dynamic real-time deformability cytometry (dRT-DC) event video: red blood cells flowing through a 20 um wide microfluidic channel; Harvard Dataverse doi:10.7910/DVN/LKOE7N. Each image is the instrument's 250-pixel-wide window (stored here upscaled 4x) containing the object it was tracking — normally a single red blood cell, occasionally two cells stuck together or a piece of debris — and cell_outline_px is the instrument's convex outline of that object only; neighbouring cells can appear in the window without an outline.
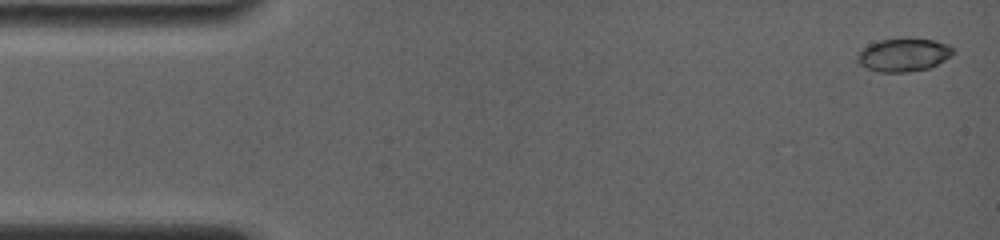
{"species": "common noctule bat (a hibernating species)", "species_latin": "Nyctalus noctula", "temperature_condition": "room temperature", "stored_images_in_passage": 22, "camera_frame_rate_fps": 4000, "um_per_image_px": 0.085, "animal": {"sex": "female", "body_mass_g": 19.0, "forearm_length_mm": 56.7}, "frame": {"image": 1, "passage_image": 1, "time_ms": 0.0, "image_size_px": [1000, 240], "cell_outline_px": [[956, 52], [952, 56], [928, 68], [904, 72], [880, 72], [868, 68], [860, 64], [856, 60], [856, 56], [868, 44], [880, 40], [904, 36], [908, 36], [936, 40], [948, 44], [956, 48]], "centroid_in_image_um": [76.85, 4.61], "position_along_channel_um": 8.1, "area_um2": 19.02}}
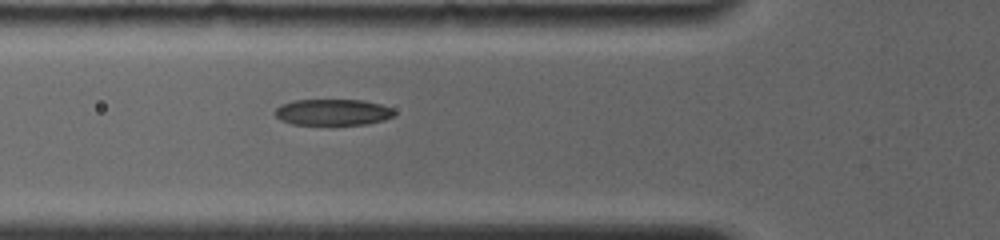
{"frame": {"image": 2, "passage_image": 19, "time_ms": 5.5, "image_size_px": [1000, 240], "cell_outline_px": [[396, 112], [392, 116], [384, 120], [368, 124], [292, 124], [280, 120], [272, 112], [280, 104], [296, 100], [364, 100], [380, 104], [392, 108]], "centroid_in_image_um": [28.27, 9.53], "position_along_channel_um": 97.5, "area_um2": 18.26}}
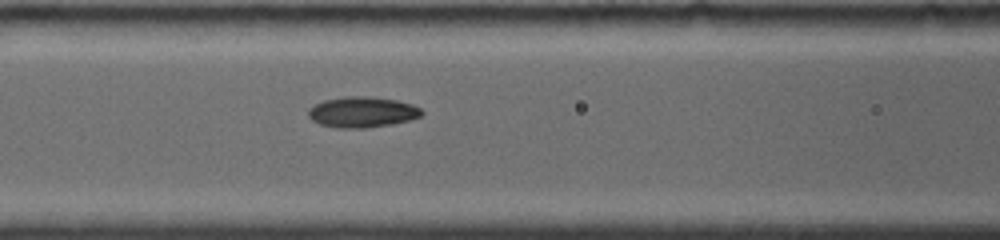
{"frame": {"image": 3, "passage_image": 22, "time_ms": 6.5, "image_size_px": [1000, 240], "cell_outline_px": [[424, 112], [420, 116], [412, 120], [392, 124], [364, 128], [336, 128], [320, 124], [312, 120], [308, 116], [308, 108], [324, 100], [348, 96], [368, 96], [396, 100], [412, 104], [420, 108]], "centroid_in_image_um": [30.8, 9.53], "position_along_channel_um": 135.8, "area_um2": 20.35}}